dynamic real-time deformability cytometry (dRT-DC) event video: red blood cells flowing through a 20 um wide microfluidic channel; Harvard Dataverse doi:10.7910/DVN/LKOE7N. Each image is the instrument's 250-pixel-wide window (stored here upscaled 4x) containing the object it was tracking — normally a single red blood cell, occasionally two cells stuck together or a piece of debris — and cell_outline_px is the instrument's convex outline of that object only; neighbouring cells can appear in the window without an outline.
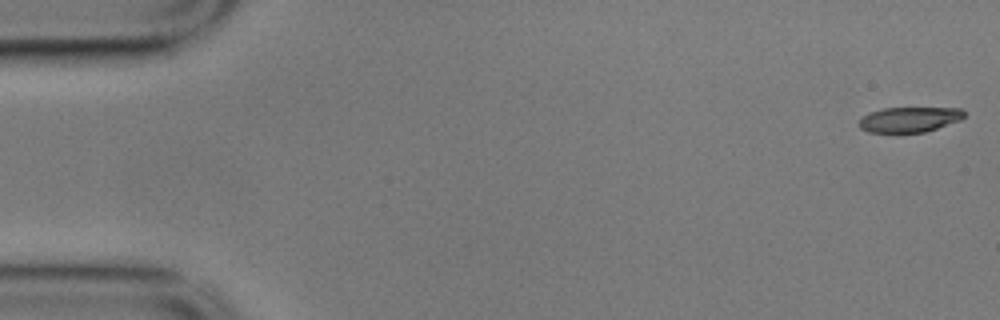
{"species": "common noctule bat (a hibernating species)", "species_latin": "Nyctalus noctula", "temperature_condition": "cold", "stored_images_in_passage": 34, "camera_frame_rate_fps": 3000, "um_per_image_px": 0.085, "animal": {"sex": "male", "body_mass_g": 17.9}, "frame": {"image": 1, "passage_image": 1, "time_ms": 0.0, "image_size_px": [1000, 320], "cell_outline_px": [[964, 116], [960, 120], [924, 132], [896, 136], [868, 132], [860, 128], [860, 116], [868, 112], [884, 108], [960, 108], [964, 112]], "centroid_in_image_um": [77.2, 10.21], "position_along_channel_um": 7.8, "area_um2": 16.13}}
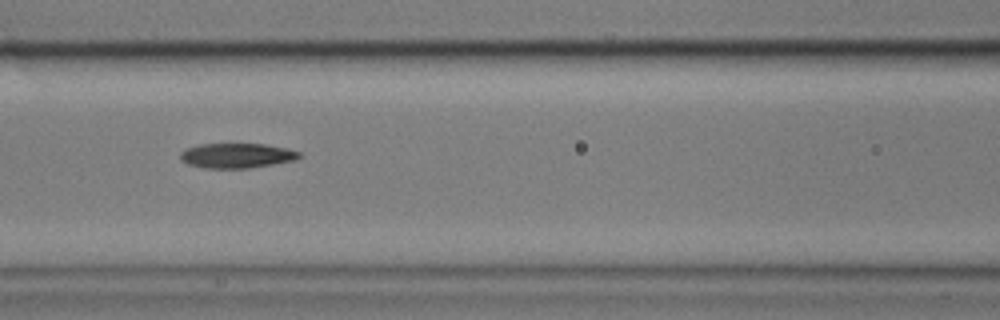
{"frame": {"image": 2, "passage_image": 24, "time_ms": 7.667, "image_size_px": [1000, 320], "cell_outline_px": [[300, 156], [296, 160], [248, 168], [204, 168], [188, 164], [180, 160], [180, 152], [184, 148], [200, 144], [264, 144], [288, 148], [300, 152]], "centroid_in_image_um": [20.09, 13.22], "position_along_channel_um": 146.5, "area_um2": 17.28}}
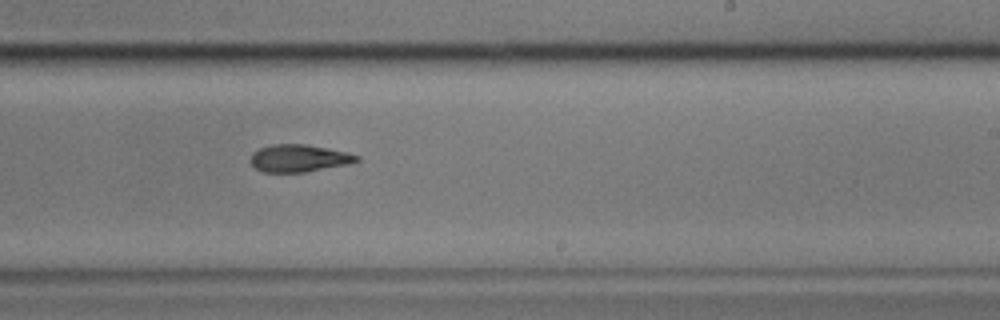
{"frame": {"image": 3, "passage_image": 34, "time_ms": 11.0, "image_size_px": [1000, 320], "cell_outline_px": [[360, 160], [348, 164], [304, 172], [260, 172], [248, 160], [252, 152], [260, 148], [272, 144], [304, 144], [328, 148], [348, 152], [360, 156]], "centroid_in_image_um": [25.39, 13.44], "position_along_channel_um": 263.6, "area_um2": 17.05}}